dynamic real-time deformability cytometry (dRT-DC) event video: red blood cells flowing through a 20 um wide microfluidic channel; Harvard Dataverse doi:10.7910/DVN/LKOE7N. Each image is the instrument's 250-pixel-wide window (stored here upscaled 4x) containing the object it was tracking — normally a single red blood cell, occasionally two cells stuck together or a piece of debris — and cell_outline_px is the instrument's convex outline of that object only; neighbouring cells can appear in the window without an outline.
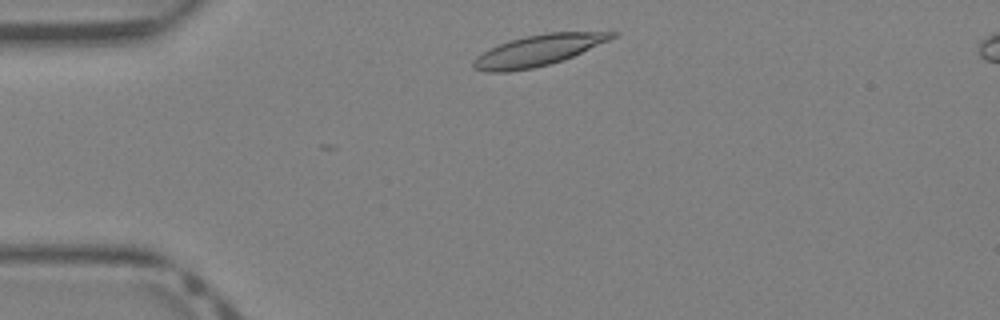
{"species": "Egyptian fruit bat (a non-hibernating species)", "species_latin": "Rousettus aegyptiacus", "temperature_condition": "warm", "stored_images_in_passage": 33, "camera_frame_rate_fps": 3000, "um_per_image_px": 0.085, "animal": {"sex": "female"}, "frame": {"image": 1, "passage_image": 2, "time_ms": 0.333, "image_size_px": [1000, 320], "cell_outline_px": [[620, 32], [616, 36], [608, 40], [572, 56], [548, 64], [532, 68], [508, 72], [484, 72], [472, 68], [472, 60], [476, 56], [488, 48], [508, 40], [524, 36], [548, 32]], "centroid_in_image_um": [45.63, 4.28], "position_along_channel_um": 39.4, "area_um2": 24.91}}
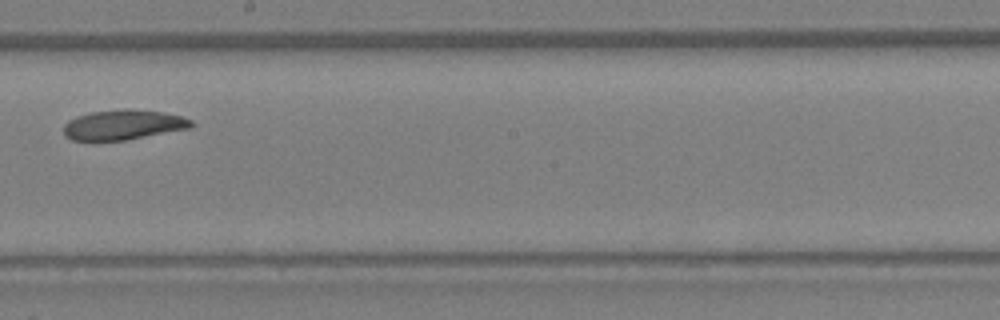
{"frame": {"image": 2, "passage_image": 16, "time_ms": 5.0, "image_size_px": [1000, 320], "cell_outline_px": [[196, 124], [192, 128], [128, 140], [72, 140], [64, 136], [64, 124], [68, 120], [76, 116], [92, 112], [124, 108], [128, 108], [164, 112], [180, 116], [192, 120]], "centroid_in_image_um": [10.51, 10.6], "position_along_channel_um": 237.7, "area_um2": 22.6}}
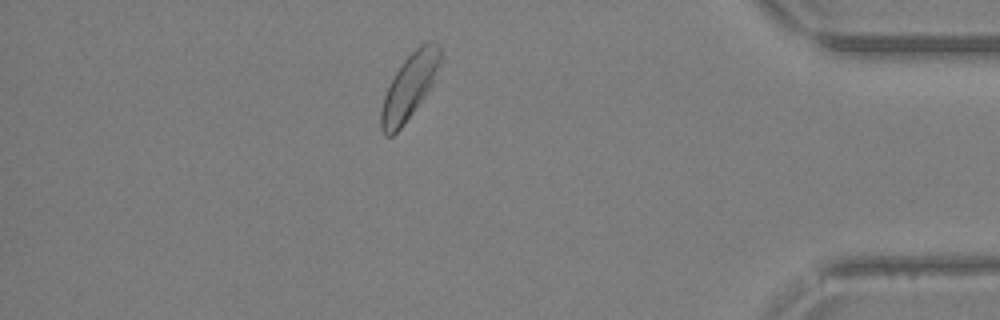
{"frame": {"image": 3, "passage_image": 28, "time_ms": 9.0, "image_size_px": [1000, 320], "cell_outline_px": [[444, 60], [432, 84], [424, 96], [404, 124], [392, 136], [384, 136], [380, 128], [380, 112], [384, 96], [396, 72], [404, 60], [420, 44], [428, 40], [436, 40], [444, 56]], "centroid_in_image_um": [34.85, 7.3], "position_along_channel_um": 400.4, "area_um2": 22.66}}